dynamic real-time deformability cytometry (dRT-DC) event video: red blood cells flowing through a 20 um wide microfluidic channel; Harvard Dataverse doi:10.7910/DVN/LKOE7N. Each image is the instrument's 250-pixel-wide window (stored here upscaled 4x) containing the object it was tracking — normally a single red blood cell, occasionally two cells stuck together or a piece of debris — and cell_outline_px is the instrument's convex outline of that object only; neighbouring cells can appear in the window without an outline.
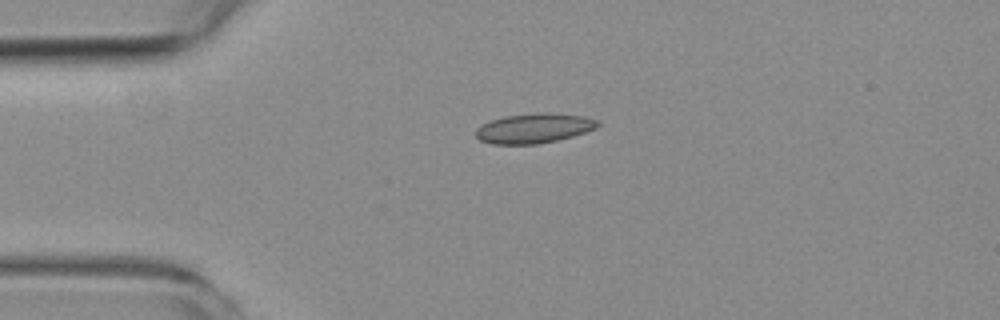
{"species": "common noctule bat (a hibernating species)", "species_latin": "Nyctalus noctula", "temperature_condition": "room temperature", "stored_images_in_passage": 2, "camera_frame_rate_fps": 3000, "um_per_image_px": 0.085, "animal": {"sex": "female", "body_mass_g": 19.3, "forearm_length_mm": 54.1}, "frame": {"image": 1, "passage_image": 2, "time_ms": 2.333, "image_size_px": [1000, 320], "cell_outline_px": [[600, 124], [596, 128], [572, 136], [540, 144], [492, 144], [480, 140], [476, 136], [476, 128], [492, 120], [504, 116], [544, 112], [548, 112], [584, 116], [600, 120]], "centroid_in_image_um": [45.42, 10.9], "position_along_channel_um": 39.6, "area_um2": 21.1}}